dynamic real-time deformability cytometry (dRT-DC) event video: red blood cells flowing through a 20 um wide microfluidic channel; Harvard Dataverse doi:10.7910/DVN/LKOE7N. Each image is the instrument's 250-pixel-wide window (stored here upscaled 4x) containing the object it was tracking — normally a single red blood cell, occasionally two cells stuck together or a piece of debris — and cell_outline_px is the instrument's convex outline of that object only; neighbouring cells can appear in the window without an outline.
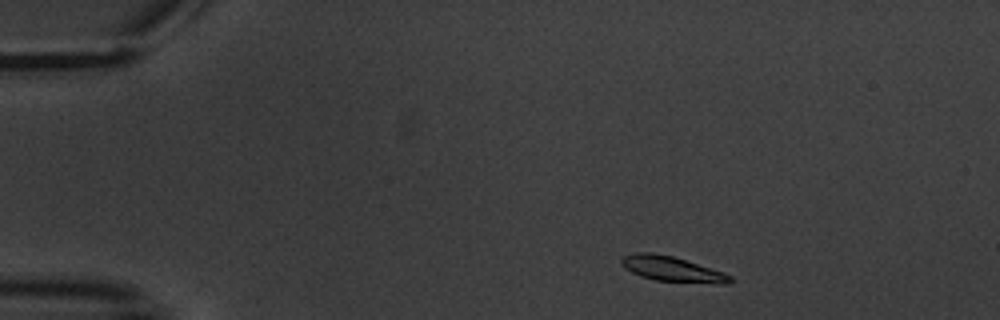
{"species": "common noctule bat (a hibernating species)", "species_latin": "Nyctalus noctula", "temperature_condition": "warm", "stored_images_in_passage": 3, "camera_frame_rate_fps": 3000, "um_per_image_px": 0.085, "animal": {"sex": "male", "body_mass_g": 20.1, "forearm_length_mm": 53.5}, "frame": {"image": 1, "passage_image": 1, "time_ms": 0.0, "image_size_px": [1000, 320], "cell_outline_px": [[736, 280], [728, 284], [716, 284], [656, 280], [640, 276], [624, 268], [620, 264], [620, 260], [624, 256], [636, 252], [652, 252], [672, 256], [724, 272], [732, 276]], "centroid_in_image_um": [57.16, 22.88], "position_along_channel_um": 27.8, "area_um2": 16.07}}